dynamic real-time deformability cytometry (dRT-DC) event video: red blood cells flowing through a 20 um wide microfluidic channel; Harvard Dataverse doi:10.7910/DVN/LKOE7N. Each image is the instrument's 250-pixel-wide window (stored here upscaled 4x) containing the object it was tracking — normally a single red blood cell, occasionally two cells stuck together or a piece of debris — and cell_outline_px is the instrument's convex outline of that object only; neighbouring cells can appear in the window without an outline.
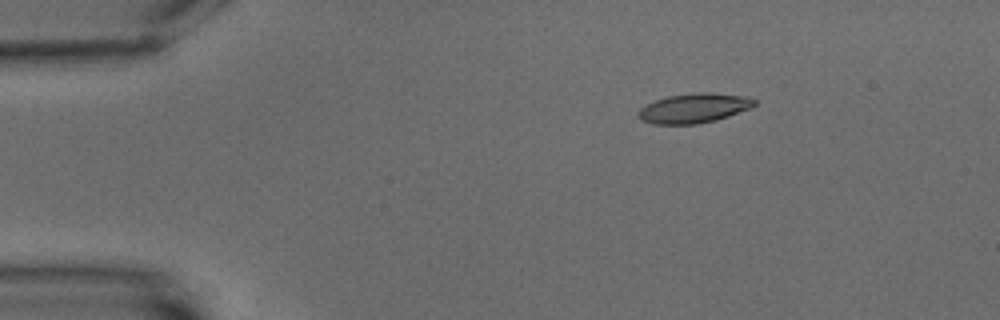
{"species": "common noctule bat (a hibernating species)", "species_latin": "Nyctalus noctula", "temperature_condition": "warm", "stored_images_in_passage": 5, "camera_frame_rate_fps": 3000, "um_per_image_px": 0.085, "animal": {"sex": "male", "body_mass_g": 15.6}, "frame": {"image": 1, "passage_image": 3, "time_ms": 2.667, "image_size_px": [1000, 320], "cell_outline_px": [[756, 104], [748, 108], [728, 116], [716, 120], [696, 124], [652, 124], [640, 120], [636, 116], [636, 112], [640, 108], [656, 100], [668, 96], [692, 92], [708, 92], [748, 96], [756, 100]], "centroid_in_image_um": [58.95, 9.19], "position_along_channel_um": 26.1, "area_um2": 20.11}}
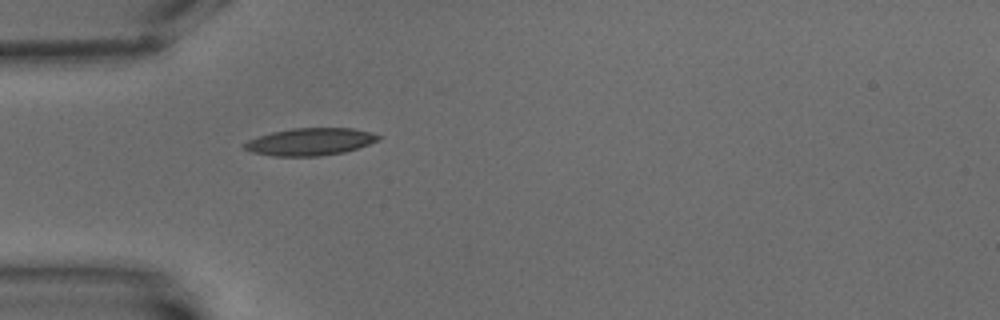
{"frame": {"image": 2, "passage_image": 5, "time_ms": 5.667, "image_size_px": [1000, 320], "cell_outline_px": [[380, 140], [344, 152], [320, 156], [276, 156], [252, 152], [244, 148], [240, 144], [248, 140], [272, 132], [292, 128], [352, 128], [368, 132], [380, 136]], "centroid_in_image_um": [26.33, 12.05], "position_along_channel_um": 58.7, "area_um2": 21.15}}